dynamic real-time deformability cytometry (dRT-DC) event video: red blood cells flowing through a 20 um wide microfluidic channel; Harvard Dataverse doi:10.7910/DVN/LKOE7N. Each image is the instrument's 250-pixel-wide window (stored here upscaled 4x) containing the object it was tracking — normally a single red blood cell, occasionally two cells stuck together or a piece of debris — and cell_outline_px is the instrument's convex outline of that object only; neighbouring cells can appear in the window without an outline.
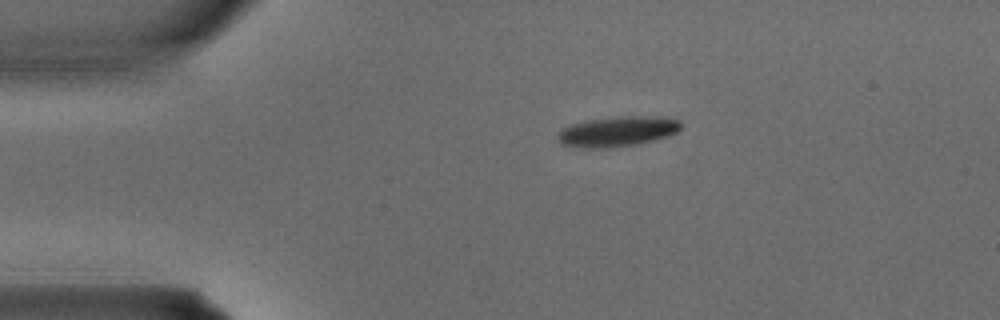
{"species": "common noctule bat (a hibernating species)", "species_latin": "Nyctalus noctula", "temperature_condition": "warm", "stored_images_in_passage": 2, "camera_frame_rate_fps": 3000, "um_per_image_px": 0.085, "animal": {"sex": "male", "body_mass_g": 15.6}, "frame": {"image": 1, "passage_image": 1, "time_ms": 0.0, "image_size_px": [1000, 320], "cell_outline_px": [[680, 128], [676, 132], [668, 136], [636, 144], [608, 148], [580, 148], [564, 144], [556, 136], [564, 128], [572, 124], [588, 120], [616, 116], [664, 116], [680, 120]], "centroid_in_image_um": [52.52, 11.16], "position_along_channel_um": 32.5, "area_um2": 21.56}}
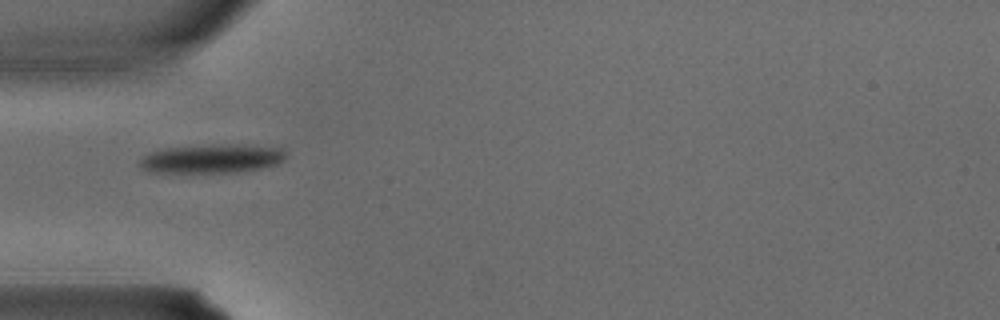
{"frame": {"image": 2, "passage_image": 2, "time_ms": 0.333, "image_size_px": [1000, 320], "cell_outline_px": [[284, 160], [276, 164], [260, 168], [236, 172], [148, 172], [140, 168], [136, 164], [148, 152], [164, 148], [236, 144], [280, 148], [284, 152]], "centroid_in_image_um": [17.92, 13.49], "position_along_channel_um": 67.1, "area_um2": 24.28}}